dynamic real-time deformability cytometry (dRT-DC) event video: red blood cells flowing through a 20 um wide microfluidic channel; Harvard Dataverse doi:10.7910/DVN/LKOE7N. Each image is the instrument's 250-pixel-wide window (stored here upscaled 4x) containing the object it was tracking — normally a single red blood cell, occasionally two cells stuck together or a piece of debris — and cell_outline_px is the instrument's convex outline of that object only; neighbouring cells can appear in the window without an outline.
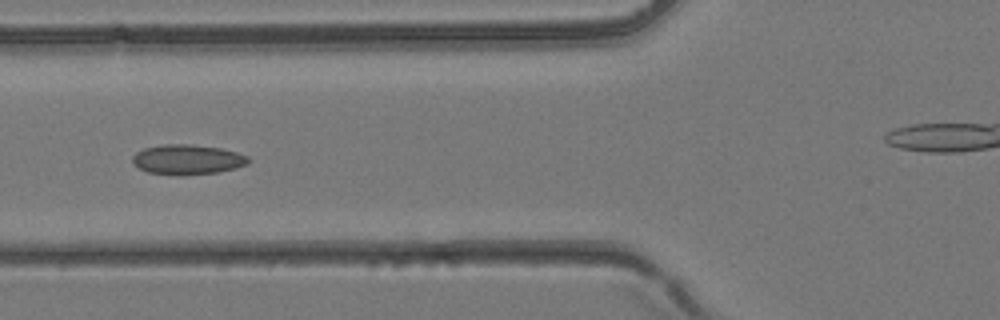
{"species": "common noctule bat (a hibernating species)", "species_latin": "Nyctalus noctula", "temperature_condition": "room temperature", "stored_images_in_passage": 44, "camera_frame_rate_fps": 3000, "um_per_image_px": 0.085, "animal": {"sex": "female", "body_mass_g": 24.6, "forearm_length_mm": 56.2}, "frame": {"image": 1, "passage_image": 17, "time_ms": 5.333, "image_size_px": [1000, 320], "cell_outline_px": [[248, 164], [216, 172], [184, 176], [176, 176], [148, 172], [132, 164], [132, 156], [136, 152], [144, 148], [164, 144], [188, 144], [220, 148], [236, 152], [248, 156]], "centroid_in_image_um": [15.88, 13.57], "position_along_channel_um": 109.9, "area_um2": 20.23}}
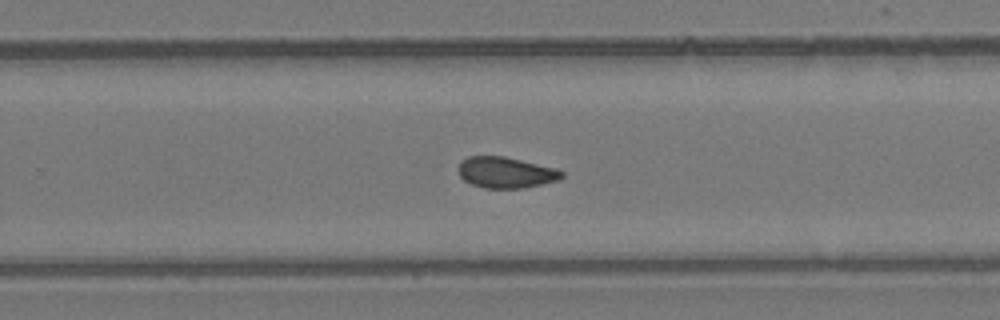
{"frame": {"image": 2, "passage_image": 28, "time_ms": 9.0, "image_size_px": [1000, 320], "cell_outline_px": [[564, 176], [560, 180], [524, 188], [484, 188], [472, 184], [464, 180], [460, 176], [456, 168], [460, 160], [468, 156], [504, 156], [556, 168], [564, 172]], "centroid_in_image_um": [42.98, 14.66], "position_along_channel_um": 286.8, "area_um2": 18.96}}
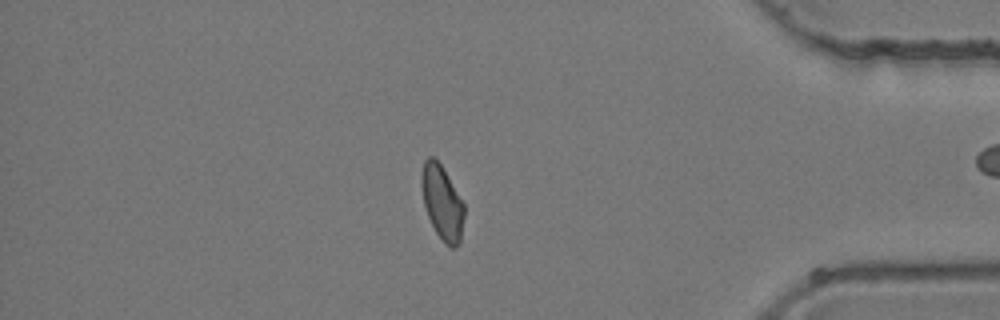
{"frame": {"image": 3, "passage_image": 37, "time_ms": 12.0, "image_size_px": [1000, 320], "cell_outline_px": [[464, 216], [460, 240], [456, 248], [448, 248], [444, 244], [436, 232], [428, 216], [424, 204], [420, 184], [420, 176], [424, 160], [428, 156], [432, 156], [440, 164], [464, 204]], "centroid_in_image_um": [37.56, 17.23], "position_along_channel_um": 397.6, "area_um2": 18.38}}